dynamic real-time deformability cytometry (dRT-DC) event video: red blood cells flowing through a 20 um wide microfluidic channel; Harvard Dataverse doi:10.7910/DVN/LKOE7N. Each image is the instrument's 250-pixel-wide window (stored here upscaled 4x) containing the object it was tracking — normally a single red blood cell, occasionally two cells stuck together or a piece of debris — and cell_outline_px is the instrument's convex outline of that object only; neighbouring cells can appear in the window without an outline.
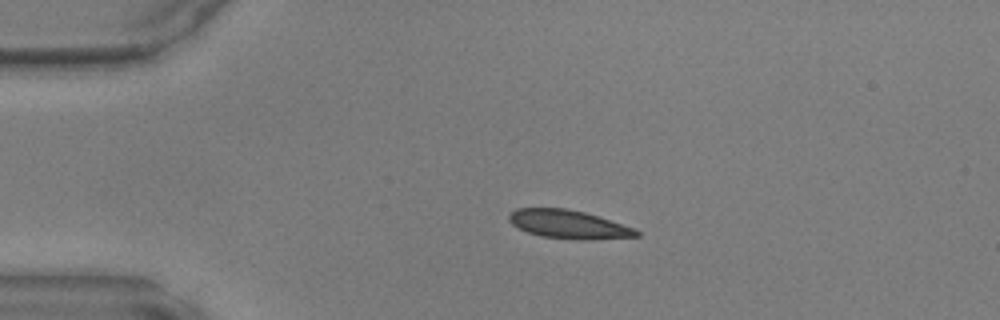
{"species": "common noctule bat (a hibernating species)", "species_latin": "Nyctalus noctula", "temperature_condition": "warm", "stored_images_in_passage": 38, "camera_frame_rate_fps": 3000, "um_per_image_px": 0.085, "animal": {"sex": "male", "body_mass_g": 17.9, "forearm_length_mm": 54.2}, "frame": {"image": 1, "passage_image": 1, "time_ms": 0.0, "image_size_px": [1000, 320], "cell_outline_px": [[640, 236], [592, 240], [580, 240], [540, 236], [528, 232], [512, 224], [508, 220], [508, 216], [516, 208], [564, 208], [584, 212], [636, 228], [640, 232]], "centroid_in_image_um": [48.36, 19.08], "position_along_channel_um": 36.6, "area_um2": 21.15}}
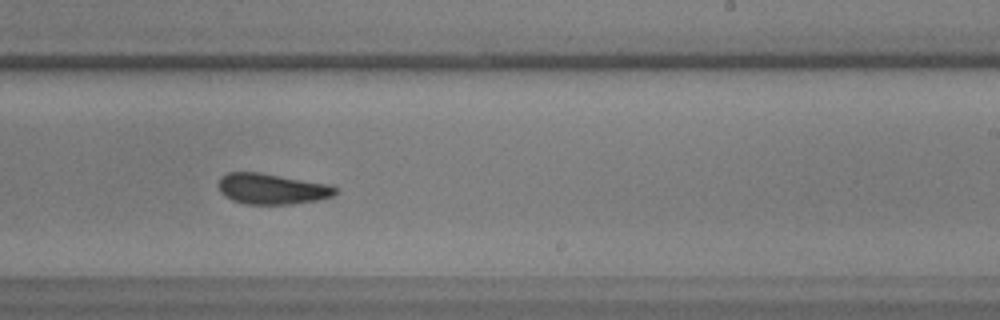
{"frame": {"image": 2, "passage_image": 20, "time_ms": 6.333, "image_size_px": [1000, 320], "cell_outline_px": [[340, 192], [332, 196], [316, 200], [292, 204], [244, 204], [232, 200], [224, 196], [220, 192], [216, 184], [220, 176], [228, 172], [260, 172], [332, 184], [340, 188]], "centroid_in_image_um": [23.12, 16.04], "position_along_channel_um": 265.9, "area_um2": 21.5}}
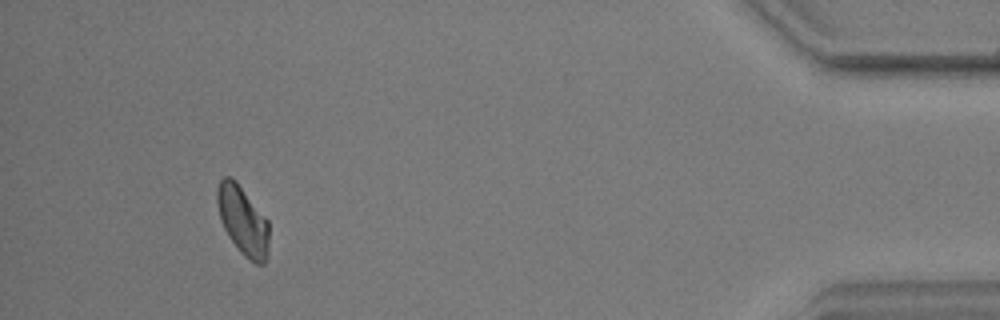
{"frame": {"image": 3, "passage_image": 35, "time_ms": 11.333, "image_size_px": [1000, 320], "cell_outline_px": [[268, 256], [264, 264], [256, 264], [248, 260], [240, 252], [228, 236], [220, 220], [216, 200], [216, 192], [220, 180], [224, 176], [232, 176], [236, 180], [268, 220]], "centroid_in_image_um": [20.63, 18.75], "position_along_channel_um": 414.6, "area_um2": 21.04}}